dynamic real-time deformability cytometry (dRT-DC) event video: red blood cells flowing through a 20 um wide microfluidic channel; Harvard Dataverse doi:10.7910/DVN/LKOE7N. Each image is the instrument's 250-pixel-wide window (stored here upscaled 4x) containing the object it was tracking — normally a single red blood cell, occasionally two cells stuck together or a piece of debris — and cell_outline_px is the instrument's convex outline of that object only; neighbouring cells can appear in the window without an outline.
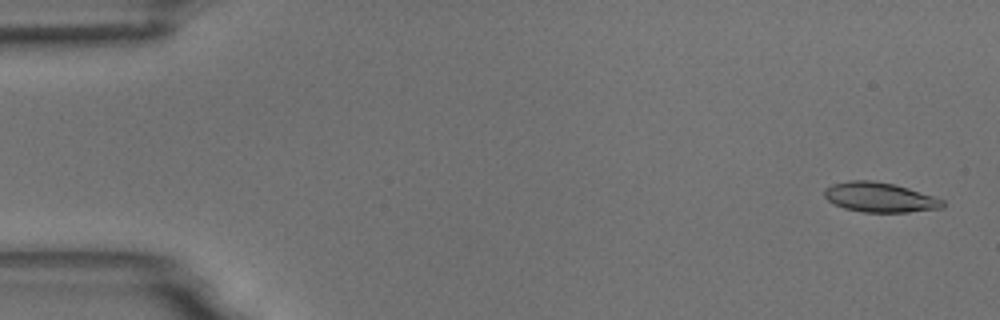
{"species": "common noctule bat (a hibernating species)", "species_latin": "Nyctalus noctula", "temperature_condition": "room temperature", "stored_images_in_passage": 9, "camera_frame_rate_fps": 3000, "um_per_image_px": 0.085, "animal": {"sex": "male", "body_mass_g": 18.8}, "frame": {"image": 1, "passage_image": 2, "time_ms": 0.333, "image_size_px": [1000, 320], "cell_outline_px": [[944, 208], [908, 212], [860, 212], [844, 208], [828, 200], [824, 196], [824, 188], [832, 184], [848, 180], [868, 180], [892, 184], [908, 188], [944, 200]], "centroid_in_image_um": [74.76, 16.78], "position_along_channel_um": 10.2, "area_um2": 20.4}}